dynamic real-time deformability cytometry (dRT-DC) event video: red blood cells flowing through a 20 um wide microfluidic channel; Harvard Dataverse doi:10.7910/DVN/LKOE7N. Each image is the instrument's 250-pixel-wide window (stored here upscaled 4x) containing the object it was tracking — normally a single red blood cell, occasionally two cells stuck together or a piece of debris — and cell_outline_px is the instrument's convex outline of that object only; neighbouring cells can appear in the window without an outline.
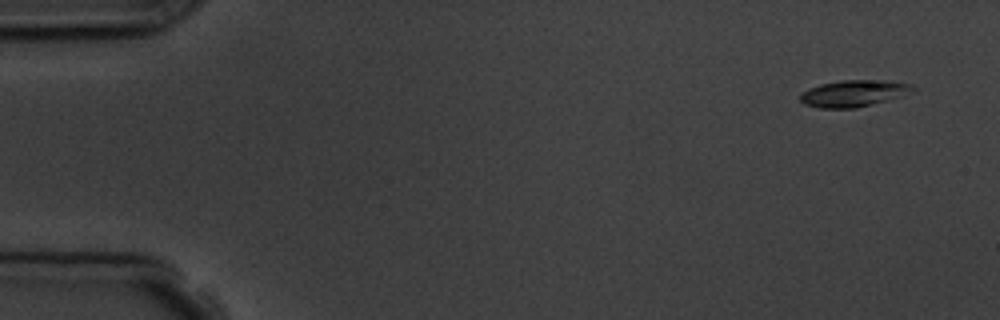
{"species": "common noctule bat (a hibernating species)", "species_latin": "Nyctalus noctula", "temperature_condition": "room temperature", "stored_images_in_passage": 9, "camera_frame_rate_fps": 3000, "um_per_image_px": 0.085, "animal": {"sex": "male", "body_mass_g": 19.5, "forearm_length_mm": 54.6}, "frame": {"image": 1, "passage_image": 1, "time_ms": 0.0, "image_size_px": [1000, 320], "cell_outline_px": [[916, 88], [912, 92], [904, 96], [856, 108], [820, 108], [804, 104], [800, 100], [800, 96], [808, 88], [820, 84], [840, 80], [884, 80], [912, 84]], "centroid_in_image_um": [72.6, 7.93], "position_along_channel_um": 12.4, "area_um2": 17.57}}
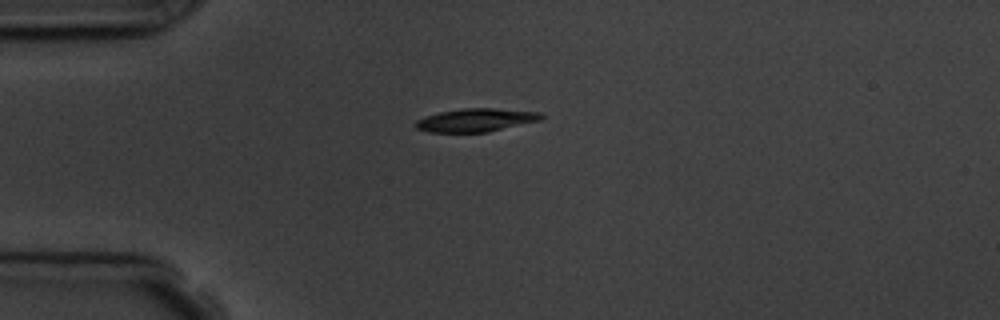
{"frame": {"image": 2, "passage_image": 4, "time_ms": 3.667, "image_size_px": [1000, 320], "cell_outline_px": [[544, 116], [540, 120], [488, 132], [432, 132], [416, 128], [412, 124], [416, 120], [424, 116], [440, 112], [460, 108], [496, 108], [540, 112]], "centroid_in_image_um": [40.42, 10.2], "position_along_channel_um": 44.6, "area_um2": 17.05}}
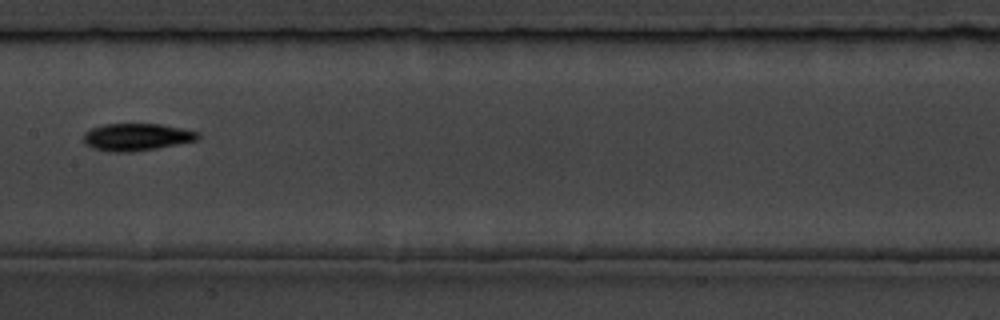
{"frame": {"image": 3, "passage_image": 8, "time_ms": 8.333, "image_size_px": [1000, 320], "cell_outline_px": [[200, 136], [196, 140], [156, 148], [132, 152], [112, 152], [92, 148], [84, 140], [84, 132], [92, 128], [104, 124], [160, 124], [200, 132]], "centroid_in_image_um": [11.61, 11.64], "position_along_channel_um": 195.8, "area_um2": 17.98}}